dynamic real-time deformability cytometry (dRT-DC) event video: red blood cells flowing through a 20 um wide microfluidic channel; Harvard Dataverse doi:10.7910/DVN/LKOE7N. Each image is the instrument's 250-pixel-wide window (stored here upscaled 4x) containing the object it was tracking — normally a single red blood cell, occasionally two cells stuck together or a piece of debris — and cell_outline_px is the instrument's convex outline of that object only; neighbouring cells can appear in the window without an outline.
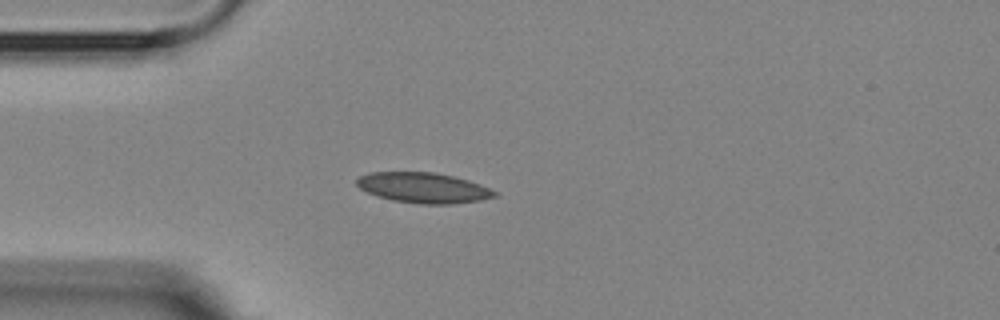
{"species": "Egyptian fruit bat (a non-hibernating species)", "species_latin": "Rousettus aegyptiacus", "temperature_condition": "room temperature", "stored_images_in_passage": 4, "camera_frame_rate_fps": 3000, "um_per_image_px": 0.085, "animal": {"sex": "female"}, "frame": {"image": 1, "passage_image": 3, "time_ms": 2.333, "image_size_px": [1000, 320], "cell_outline_px": [[500, 196], [480, 200], [452, 204], [420, 204], [392, 200], [376, 196], [360, 188], [356, 184], [356, 180], [360, 176], [368, 172], [432, 172], [452, 176], [468, 180], [480, 184], [496, 192]], "centroid_in_image_um": [35.98, 15.96], "position_along_channel_um": 49.0, "area_um2": 24.39}}